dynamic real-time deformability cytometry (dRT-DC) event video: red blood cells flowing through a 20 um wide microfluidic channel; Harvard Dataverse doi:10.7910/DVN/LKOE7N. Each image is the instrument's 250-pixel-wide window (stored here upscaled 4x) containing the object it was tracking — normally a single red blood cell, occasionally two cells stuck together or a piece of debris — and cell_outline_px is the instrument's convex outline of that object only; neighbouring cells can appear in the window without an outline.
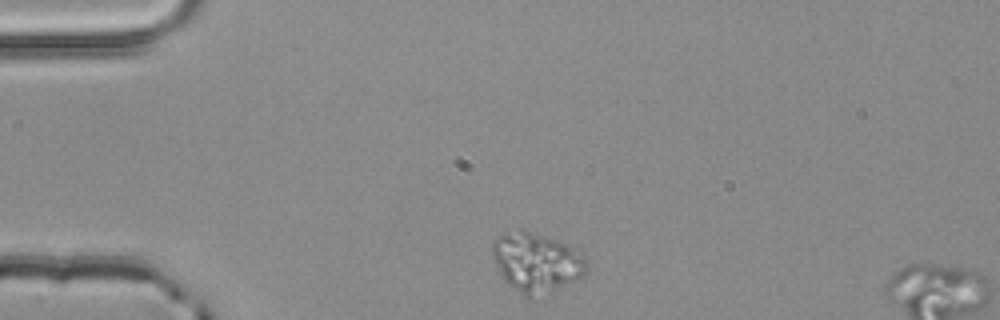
{"species": "common noctule bat (a hibernating species)", "species_latin": "Nyctalus noctula", "temperature_condition": "room temperature", "stored_images_in_passage": 2, "segment_of_instrument_passage": [1, 2], "camera_frame_rate_fps": 3000, "um_per_image_px": 0.085, "animal": {"sex": "male", "body_mass_g": 20.4}, "frame": {"image": 1, "passage_image": 1, "time_ms": 0.0, "image_size_px": [1000, 320], "cell_outline_px": [[588, 268], [584, 276], [552, 292], [532, 300], [528, 300], [508, 284], [500, 276], [492, 256], [492, 240], [504, 232], [520, 228], [580, 248], [584, 256]], "centroid_in_image_um": [45.6, 22.32], "position_along_channel_um": 39.4, "area_um2": 33.64}}